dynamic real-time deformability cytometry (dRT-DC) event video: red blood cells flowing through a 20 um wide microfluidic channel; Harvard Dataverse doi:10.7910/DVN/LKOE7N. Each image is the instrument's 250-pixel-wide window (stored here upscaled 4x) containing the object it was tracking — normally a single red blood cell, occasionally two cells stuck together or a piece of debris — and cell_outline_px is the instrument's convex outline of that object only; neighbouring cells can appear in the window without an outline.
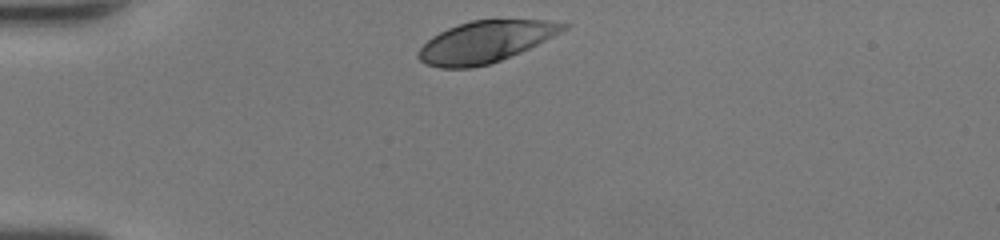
{"species": "human", "species_latin": "Homo sapiens", "temperature_condition": "room temperature", "stored_images_in_passage": 28, "camera_frame_rate_fps": 3000, "um_per_image_px": 0.085, "donor": {"sex": "female"}, "frame": {"image": 1, "passage_image": 1, "time_ms": 0.0, "image_size_px": [1000, 240], "cell_outline_px": [[572, 24], [568, 28], [520, 52], [500, 60], [488, 64], [472, 68], [440, 68], [424, 64], [416, 56], [420, 48], [432, 36], [448, 28], [472, 20], [544, 20]], "centroid_in_image_um": [41.22, 3.56], "position_along_channel_um": 43.8, "area_um2": 34.68}}
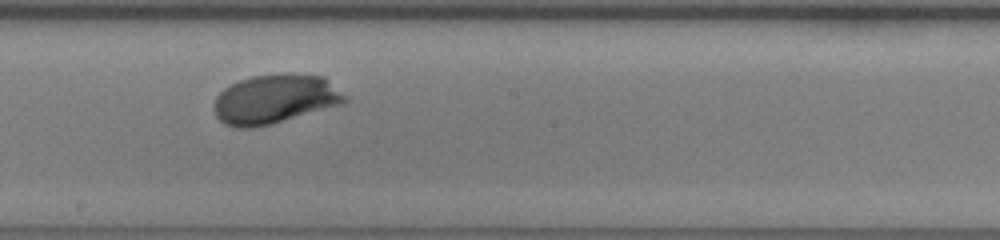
{"frame": {"image": 2, "passage_image": 16, "time_ms": 5.0, "image_size_px": [1000, 240], "cell_outline_px": [[348, 100], [344, 104], [272, 124], [252, 128], [236, 128], [224, 124], [216, 116], [212, 108], [216, 96], [224, 88], [240, 80], [252, 76], [324, 76], [348, 96]], "centroid_in_image_um": [23.36, 8.48], "position_along_channel_um": 224.8, "area_um2": 37.17}}
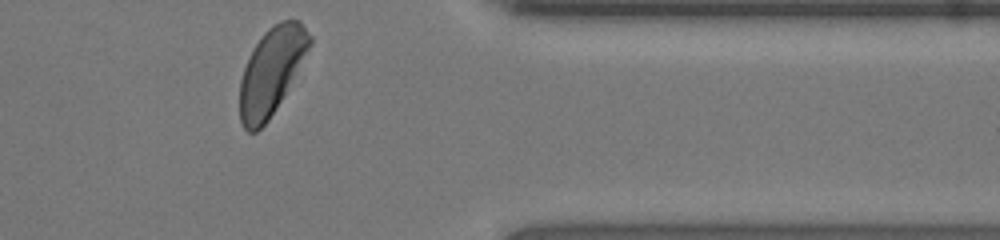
{"frame": {"image": 3, "passage_image": 28, "time_ms": 9.0, "image_size_px": [1000, 240], "cell_outline_px": [[312, 44], [280, 100], [268, 120], [256, 132], [248, 132], [244, 128], [240, 120], [240, 80], [244, 68], [256, 44], [264, 32], [268, 28], [280, 20], [300, 20], [312, 36]], "centroid_in_image_um": [23.07, 6.02], "position_along_channel_um": 388.3, "area_um2": 34.62}, "authors_computed_cell_mechanics": {"area_um2": 36.6452, "velocity_mm_per_s": 4.3749, "shape_relaxation_time_tau1_ms": 2.1046, "shape_relaxation_time_tau2_ms": null, "deformation_change_tau1": 0.1539, "deformation_change_tau2": null}}